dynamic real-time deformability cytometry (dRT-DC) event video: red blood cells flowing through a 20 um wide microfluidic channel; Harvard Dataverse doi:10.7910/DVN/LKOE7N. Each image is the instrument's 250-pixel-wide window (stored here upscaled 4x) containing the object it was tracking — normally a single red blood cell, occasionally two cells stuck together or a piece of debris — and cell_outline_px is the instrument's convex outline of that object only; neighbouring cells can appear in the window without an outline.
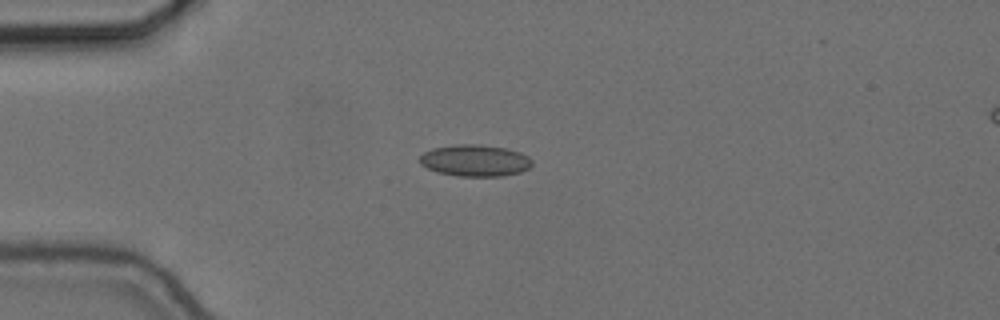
{"species": "common noctule bat (a hibernating species)", "species_latin": "Nyctalus noctula", "temperature_condition": "cold", "stored_images_in_passage": 35, "camera_frame_rate_fps": 3000, "um_per_image_px": 0.085, "animal": {"sex": "female", "body_mass_g": 24.6, "forearm_length_mm": 56.2}, "frame": {"image": 1, "passage_image": 1, "time_ms": 0.0, "image_size_px": [1000, 320], "cell_outline_px": [[532, 164], [528, 168], [520, 172], [504, 176], [456, 176], [436, 172], [420, 164], [420, 156], [424, 152], [432, 148], [456, 144], [480, 144], [508, 148], [520, 152], [528, 156], [532, 160]], "centroid_in_image_um": [40.38, 13.64], "position_along_channel_um": 44.6, "area_um2": 20.92}}
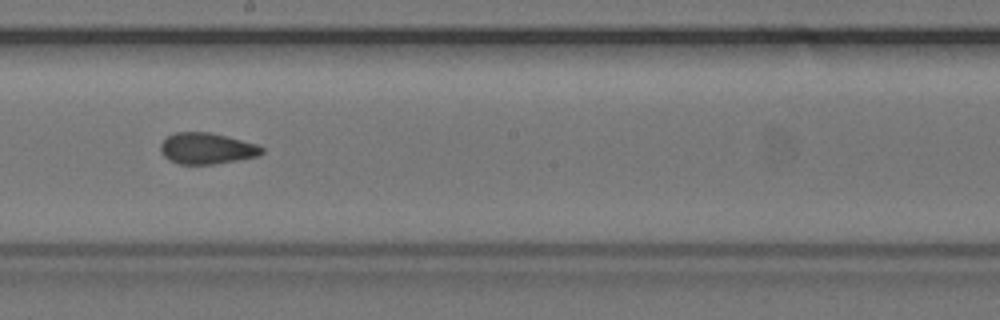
{"frame": {"image": 2, "passage_image": 18, "time_ms": 5.667, "image_size_px": [1000, 320], "cell_outline_px": [[264, 152], [256, 156], [236, 160], [212, 164], [180, 164], [168, 160], [160, 152], [160, 144], [168, 136], [176, 132], [208, 132], [260, 144], [264, 148]], "centroid_in_image_um": [17.57, 12.61], "position_along_channel_um": 230.6, "area_um2": 18.38}}
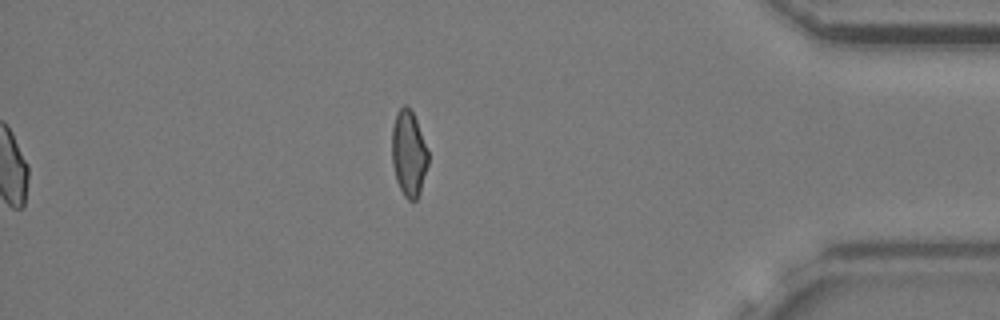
{"frame": {"image": 3, "passage_image": 35, "time_ms": 11.333, "image_size_px": [1000, 320], "cell_outline_px": [[428, 164], [420, 192], [416, 200], [408, 200], [404, 196], [396, 180], [392, 164], [392, 128], [396, 112], [404, 104], [412, 112], [416, 120], [428, 152]], "centroid_in_image_um": [34.73, 13.06], "position_along_channel_um": 400.5, "area_um2": 17.98}, "authors_computed_cell_mechanics": {"area_um2": 18.9006, "velocity_mm_per_s": 3.6686, "shape_relaxation_time_tau1_ms": 10.865, "shape_relaxation_time_tau2_ms": 1.9079, "deformation_change_tau1": 0.1381, "deformation_change_tau2": 0.0635}}